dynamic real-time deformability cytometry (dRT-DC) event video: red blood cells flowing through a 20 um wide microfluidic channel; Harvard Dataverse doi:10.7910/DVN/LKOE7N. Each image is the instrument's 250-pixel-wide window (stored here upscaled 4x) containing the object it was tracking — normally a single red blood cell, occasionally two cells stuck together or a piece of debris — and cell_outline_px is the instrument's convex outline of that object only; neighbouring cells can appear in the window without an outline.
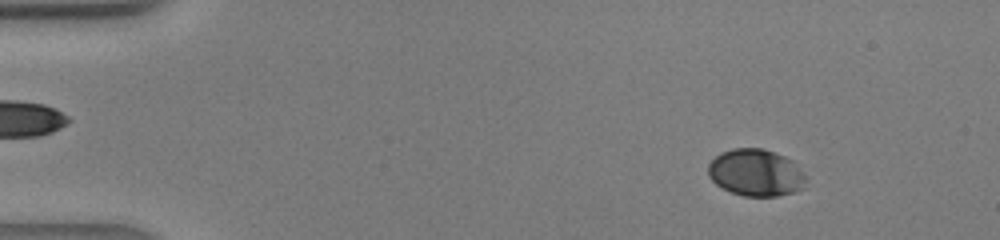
{"species": "human", "species_latin": "Homo sapiens", "temperature_condition": "warm", "stored_images_in_passage": 42, "camera_frame_rate_fps": 3000, "um_per_image_px": 0.085, "donor": {"sex": "male"}, "frame": {"image": 1, "passage_image": 5, "time_ms": 1.333, "image_size_px": [1000, 240], "cell_outline_px": [[808, 176], [804, 188], [796, 192], [776, 196], [744, 196], [732, 192], [716, 184], [708, 176], [708, 164], [720, 152], [732, 148], [764, 148], [784, 156], [792, 160]], "centroid_in_image_um": [64.28, 14.67], "position_along_channel_um": 20.7, "area_um2": 27.11}}
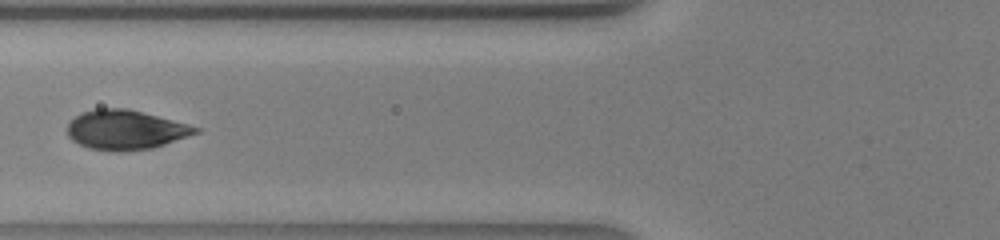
{"frame": {"image": 2, "passage_image": 17, "time_ms": 5.333, "image_size_px": [1000, 240], "cell_outline_px": [[200, 132], [152, 148], [124, 152], [112, 152], [88, 148], [72, 140], [68, 136], [68, 124], [76, 116], [84, 112], [96, 108], [128, 108], [188, 124], [200, 128]], "centroid_in_image_um": [10.66, 11.05], "position_along_channel_um": 115.1, "area_um2": 29.48}}
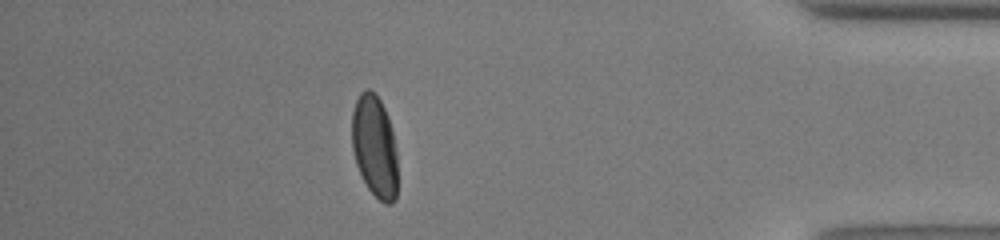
{"frame": {"image": 3, "passage_image": 37, "time_ms": 12.0, "image_size_px": [1000, 240], "cell_outline_px": [[396, 200], [392, 204], [384, 204], [368, 188], [356, 164], [352, 148], [352, 112], [356, 100], [360, 92], [364, 88], [368, 88], [380, 100], [388, 116], [392, 128], [396, 152]], "centroid_in_image_um": [31.83, 12.43], "position_along_channel_um": 403.4, "area_um2": 27.11}}